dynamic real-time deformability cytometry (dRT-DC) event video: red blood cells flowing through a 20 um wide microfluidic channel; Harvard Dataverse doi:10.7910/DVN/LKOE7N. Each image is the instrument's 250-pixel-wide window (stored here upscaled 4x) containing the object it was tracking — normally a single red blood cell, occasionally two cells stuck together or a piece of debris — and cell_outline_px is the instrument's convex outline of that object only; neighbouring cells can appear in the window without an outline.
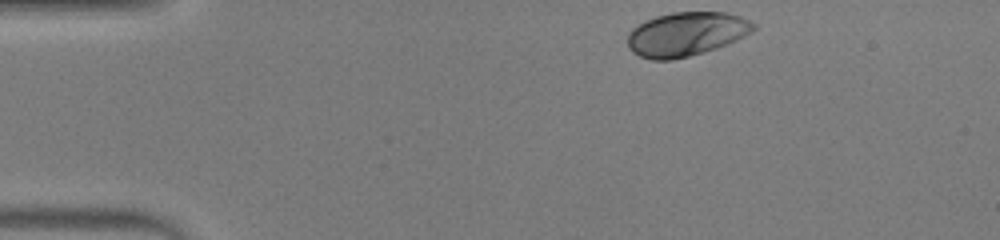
{"species": "human", "species_latin": "Homo sapiens", "temperature_condition": "warm", "stored_images_in_passage": 38, "camera_frame_rate_fps": 3000, "um_per_image_px": 0.085, "donor": {"sex": "male"}, "frame": {"image": 1, "passage_image": 1, "time_ms": 0.0, "image_size_px": [1000, 240], "cell_outline_px": [[756, 28], [752, 32], [728, 44], [704, 52], [672, 60], [652, 60], [640, 56], [632, 52], [628, 48], [628, 32], [636, 24], [644, 20], [656, 16], [672, 12], [724, 12], [740, 16], [756, 24]], "centroid_in_image_um": [58.31, 2.89], "position_along_channel_um": 26.7, "area_um2": 32.48}}
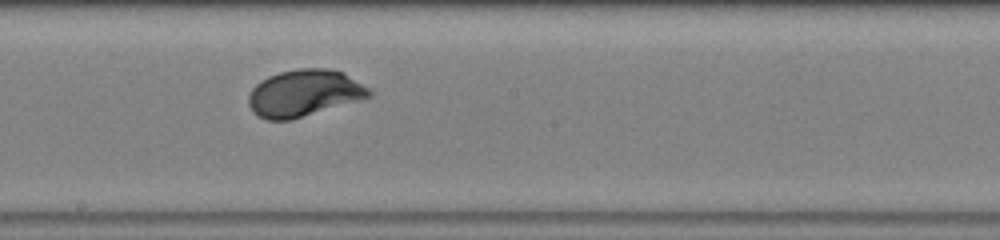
{"frame": {"image": 2, "passage_image": 22, "time_ms": 7.0, "image_size_px": [1000, 240], "cell_outline_px": [[372, 96], [360, 100], [288, 120], [268, 120], [256, 116], [252, 112], [248, 104], [248, 96], [252, 88], [260, 80], [268, 76], [280, 72], [300, 68], [328, 68], [344, 72], [368, 88], [372, 92]], "centroid_in_image_um": [25.82, 7.91], "position_along_channel_um": 222.4, "area_um2": 32.83}}
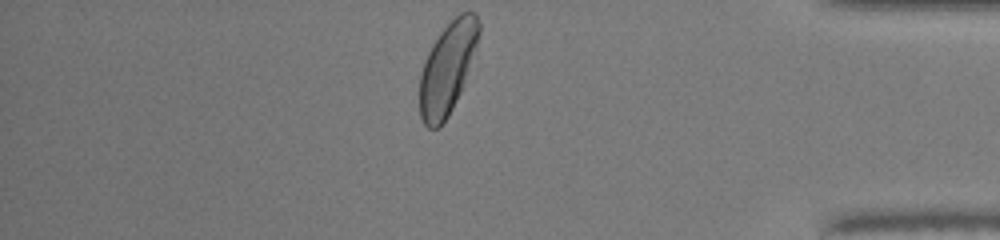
{"frame": {"image": 3, "passage_image": 38, "time_ms": 12.333, "image_size_px": [1000, 240], "cell_outline_px": [[480, 32], [460, 92], [448, 116], [440, 128], [428, 128], [424, 124], [420, 116], [420, 76], [424, 60], [432, 44], [440, 32], [460, 12], [476, 12], [480, 24]], "centroid_in_image_um": [38.01, 5.79], "position_along_channel_um": 397.2, "area_um2": 30.98}, "authors_computed_cell_mechanics": {"area_um2": 32.3969, "velocity_mm_per_s": 3.8643, "shape_relaxation_time_tau1_ms": 1.9126, "shape_relaxation_time_tau2_ms": null, "deformation_change_tau1": 0.1429, "deformation_change_tau2": null}}